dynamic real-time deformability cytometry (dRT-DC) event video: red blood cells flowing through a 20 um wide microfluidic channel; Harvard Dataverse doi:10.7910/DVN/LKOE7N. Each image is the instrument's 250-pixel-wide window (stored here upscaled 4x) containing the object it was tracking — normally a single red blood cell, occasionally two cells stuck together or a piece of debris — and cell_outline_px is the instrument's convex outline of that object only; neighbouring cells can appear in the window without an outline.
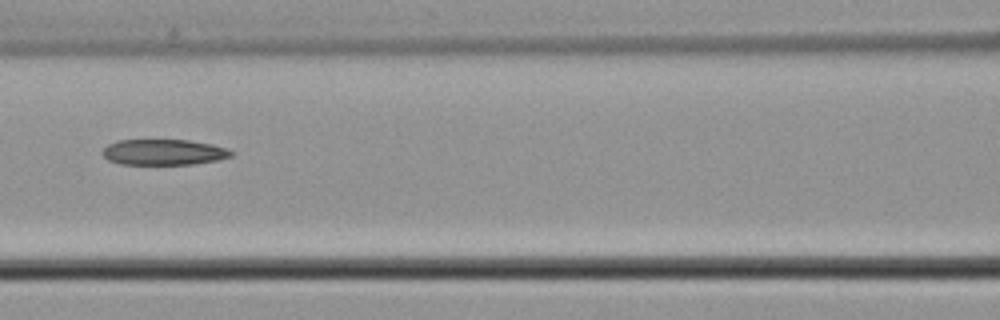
{"species": "common noctule bat (a hibernating species)", "species_latin": "Nyctalus noctula", "temperature_condition": "cold", "stored_images_in_passage": 8, "camera_frame_rate_fps": 3000, "um_per_image_px": 0.085, "animal": {"sex": "male", "body_mass_g": 21.5, "forearm_length_mm": 52.0}, "frame": {"image": 1, "passage_image": 8, "time_ms": 2.333, "image_size_px": [1000, 320], "cell_outline_px": [[236, 152], [232, 156], [216, 160], [192, 164], [120, 164], [108, 160], [100, 152], [108, 144], [116, 140], [188, 140], [212, 144]], "centroid_in_image_um": [13.89, 12.93], "position_along_channel_um": 152.7, "area_um2": 19.31}}